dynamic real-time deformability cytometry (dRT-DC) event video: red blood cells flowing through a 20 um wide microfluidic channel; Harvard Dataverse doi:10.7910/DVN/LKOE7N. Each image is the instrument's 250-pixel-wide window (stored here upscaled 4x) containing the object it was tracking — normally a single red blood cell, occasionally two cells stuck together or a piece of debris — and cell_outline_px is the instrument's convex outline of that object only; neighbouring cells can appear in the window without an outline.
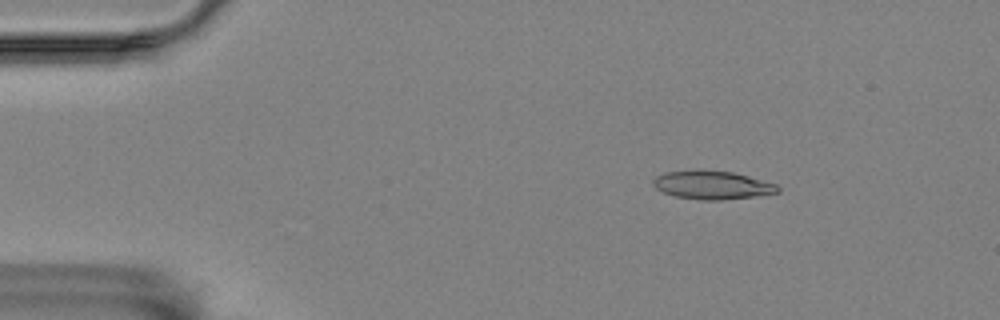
{"species": "Egyptian fruit bat (a non-hibernating species)", "species_latin": "Rousettus aegyptiacus", "temperature_condition": "room temperature", "stored_images_in_passage": 50, "camera_frame_rate_fps": 3000, "um_per_image_px": 0.085, "animal": {"sex": "female"}, "frame": {"image": 1, "passage_image": 2, "time_ms": 0.333, "image_size_px": [1000, 320], "cell_outline_px": [[780, 192], [756, 196], [720, 200], [700, 200], [676, 196], [664, 192], [656, 188], [652, 184], [652, 180], [656, 176], [664, 172], [692, 168], [700, 168], [732, 172], [748, 176], [776, 184], [780, 188]], "centroid_in_image_um": [60.5, 15.7], "position_along_channel_um": 24.5, "area_um2": 21.04}}
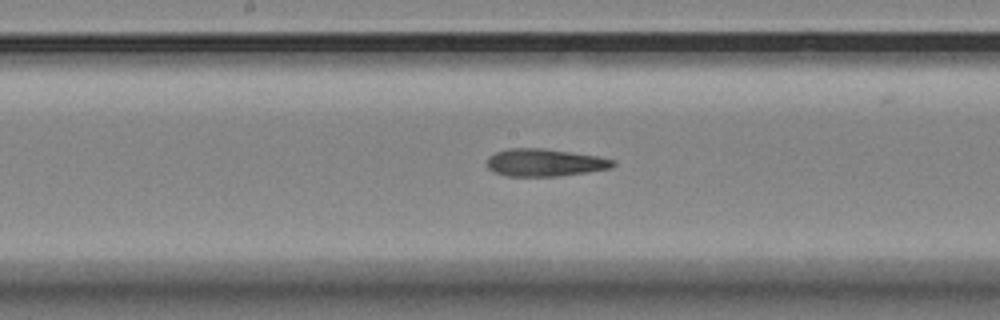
{"frame": {"image": 2, "passage_image": 23, "time_ms": 7.333, "image_size_px": [1000, 320], "cell_outline_px": [[616, 164], [612, 168], [588, 172], [560, 176], [504, 176], [492, 172], [488, 168], [488, 156], [496, 152], [512, 148], [540, 148], [596, 156], [616, 160]], "centroid_in_image_um": [46.3, 13.83], "position_along_channel_um": 201.9, "area_um2": 20.17}}
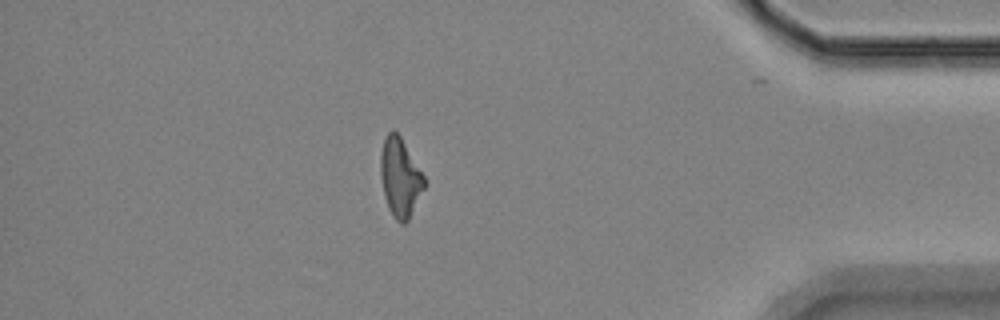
{"frame": {"image": 3, "passage_image": 43, "time_ms": 14.0, "image_size_px": [1000, 320], "cell_outline_px": [[424, 188], [408, 220], [404, 224], [400, 224], [396, 220], [388, 208], [384, 196], [380, 176], [380, 156], [384, 140], [388, 132], [396, 132], [400, 136], [424, 176]], "centroid_in_image_um": [33.99, 15.12], "position_along_channel_um": 401.2, "area_um2": 19.71}, "authors_computed_cell_mechanics": {"area_um2": 20.5479, "velocity_mm_per_s": 3.5378, "shape_relaxation_time_tau1_ms": 9.8056, "shape_relaxation_time_tau2_ms": 3.5718, "deformation_change_tau1": 0.2284, "deformation_change_tau2": 0.144}}